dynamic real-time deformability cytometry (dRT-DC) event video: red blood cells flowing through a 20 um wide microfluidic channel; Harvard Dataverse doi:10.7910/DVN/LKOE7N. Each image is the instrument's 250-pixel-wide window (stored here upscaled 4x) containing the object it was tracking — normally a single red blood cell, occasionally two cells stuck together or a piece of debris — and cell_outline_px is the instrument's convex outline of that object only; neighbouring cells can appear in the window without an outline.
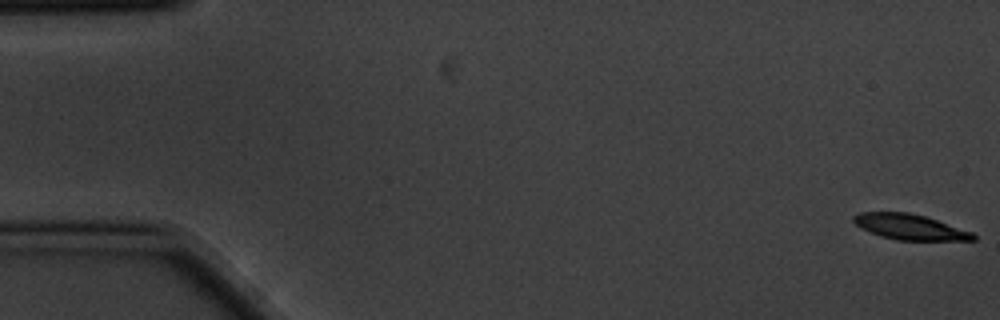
{"species": "common noctule bat (a hibernating species)", "species_latin": "Nyctalus noctula", "temperature_condition": "cold", "stored_images_in_passage": 6, "camera_frame_rate_fps": 3000, "um_per_image_px": 0.085, "animal": {"sex": "male", "body_mass_g": 20.1, "forearm_length_mm": 53.5}, "frame": {"image": 1, "passage_image": 1, "time_ms": 0.0, "image_size_px": [1000, 320], "cell_outline_px": [[976, 240], [896, 240], [880, 236], [860, 228], [852, 220], [852, 216], [860, 212], [908, 212], [924, 216], [972, 232], [976, 236]], "centroid_in_image_um": [77.29, 19.29], "position_along_channel_um": 7.7, "area_um2": 17.63}}
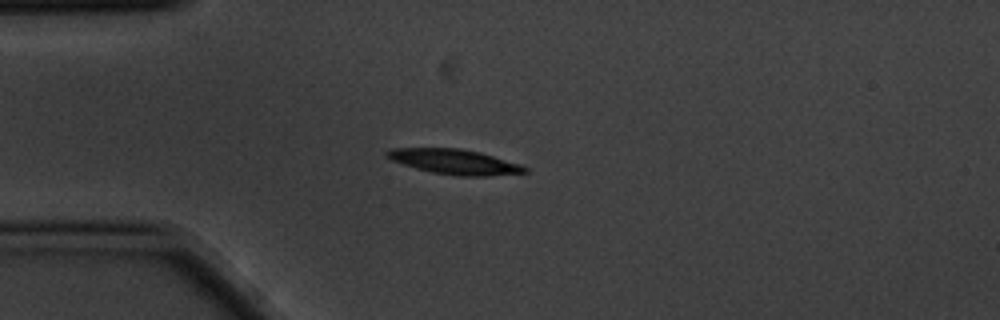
{"frame": {"image": 2, "passage_image": 5, "time_ms": 1.333, "image_size_px": [1000, 320], "cell_outline_px": [[528, 172], [488, 176], [460, 176], [432, 172], [416, 168], [392, 160], [384, 156], [384, 152], [392, 148], [460, 148], [480, 152], [520, 164], [528, 168]], "centroid_in_image_um": [38.63, 13.74], "position_along_channel_um": 46.4, "area_um2": 20.0}}